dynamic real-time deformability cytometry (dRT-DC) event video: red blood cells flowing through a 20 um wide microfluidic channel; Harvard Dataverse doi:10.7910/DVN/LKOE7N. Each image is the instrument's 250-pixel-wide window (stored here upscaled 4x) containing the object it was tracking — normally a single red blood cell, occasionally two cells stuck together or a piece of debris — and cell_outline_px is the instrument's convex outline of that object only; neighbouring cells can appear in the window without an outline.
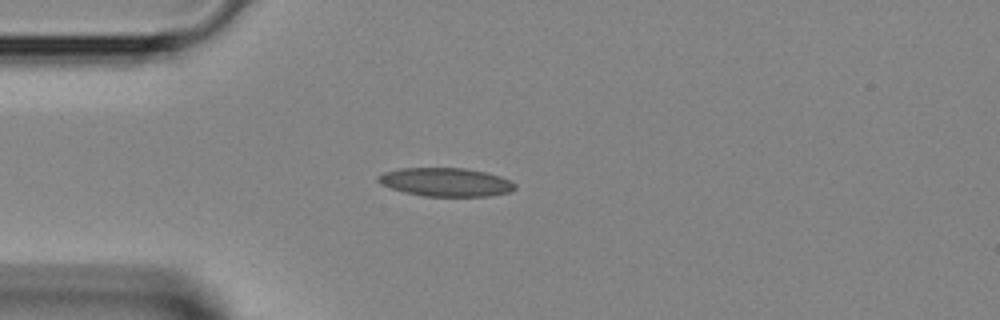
{"species": "Egyptian fruit bat (a non-hibernating species)", "species_latin": "Rousettus aegyptiacus", "temperature_condition": "room temperature", "stored_images_in_passage": 33, "camera_frame_rate_fps": 3000, "um_per_image_px": 0.085, "animal": {"sex": "female"}, "frame": {"image": 1, "passage_image": 4, "time_ms": 1.0, "image_size_px": [1000, 320], "cell_outline_px": [[516, 188], [508, 192], [492, 196], [424, 196], [404, 192], [380, 184], [376, 180], [376, 176], [384, 172], [400, 168], [464, 168], [488, 172], [500, 176], [516, 184]], "centroid_in_image_um": [37.88, 15.47], "position_along_channel_um": 47.1, "area_um2": 22.83}}
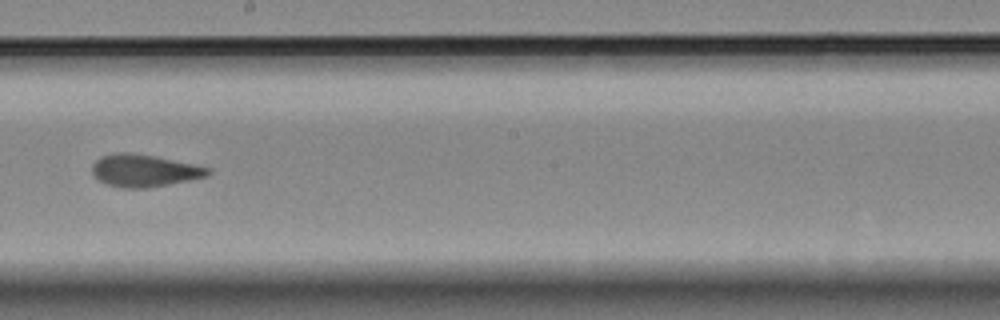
{"frame": {"image": 2, "passage_image": 17, "time_ms": 5.333, "image_size_px": [1000, 320], "cell_outline_px": [[212, 172], [204, 176], [188, 180], [168, 184], [144, 188], [124, 188], [108, 184], [100, 180], [92, 172], [92, 164], [100, 156], [116, 152], [128, 152], [152, 156], [212, 168]], "centroid_in_image_um": [12.23, 14.49], "position_along_channel_um": 236.0, "area_um2": 21.39}}
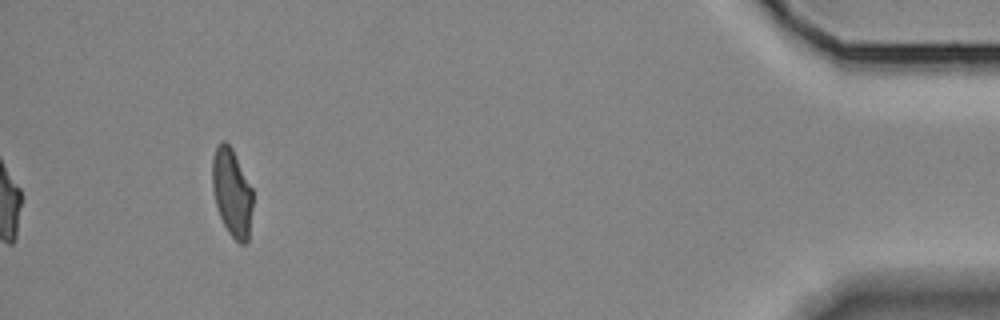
{"frame": {"image": 3, "passage_image": 33, "time_ms": 10.667, "image_size_px": [1000, 320], "cell_outline_px": [[252, 208], [248, 240], [244, 244], [240, 244], [228, 232], [220, 216], [216, 204], [212, 188], [212, 160], [216, 148], [220, 140], [224, 140], [232, 148], [252, 188]], "centroid_in_image_um": [19.71, 16.35], "position_along_channel_um": 415.5, "area_um2": 20.58}}